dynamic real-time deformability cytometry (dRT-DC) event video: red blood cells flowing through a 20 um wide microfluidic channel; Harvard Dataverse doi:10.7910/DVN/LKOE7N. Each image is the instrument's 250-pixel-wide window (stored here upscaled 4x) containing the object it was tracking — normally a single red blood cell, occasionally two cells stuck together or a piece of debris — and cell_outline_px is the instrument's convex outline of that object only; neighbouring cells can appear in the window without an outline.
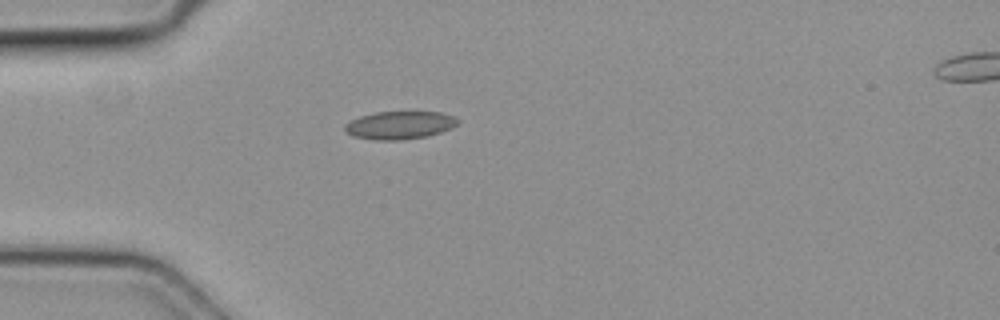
{"species": "common noctule bat (a hibernating species)", "species_latin": "Nyctalus noctula", "temperature_condition": "cold", "stored_images_in_passage": 5, "camera_frame_rate_fps": 3000, "um_per_image_px": 0.085, "animal": {"sex": "female", "body_mass_g": 19.3, "forearm_length_mm": 54.1}, "frame": {"image": 1, "passage_image": 5, "time_ms": 1.333, "image_size_px": [1000, 320], "cell_outline_px": [[460, 120], [452, 128], [428, 136], [400, 140], [376, 140], [352, 136], [344, 128], [344, 124], [360, 116], [376, 112], [440, 112], [452, 116]], "centroid_in_image_um": [33.97, 10.64], "position_along_channel_um": 51.0, "area_um2": 18.26}}